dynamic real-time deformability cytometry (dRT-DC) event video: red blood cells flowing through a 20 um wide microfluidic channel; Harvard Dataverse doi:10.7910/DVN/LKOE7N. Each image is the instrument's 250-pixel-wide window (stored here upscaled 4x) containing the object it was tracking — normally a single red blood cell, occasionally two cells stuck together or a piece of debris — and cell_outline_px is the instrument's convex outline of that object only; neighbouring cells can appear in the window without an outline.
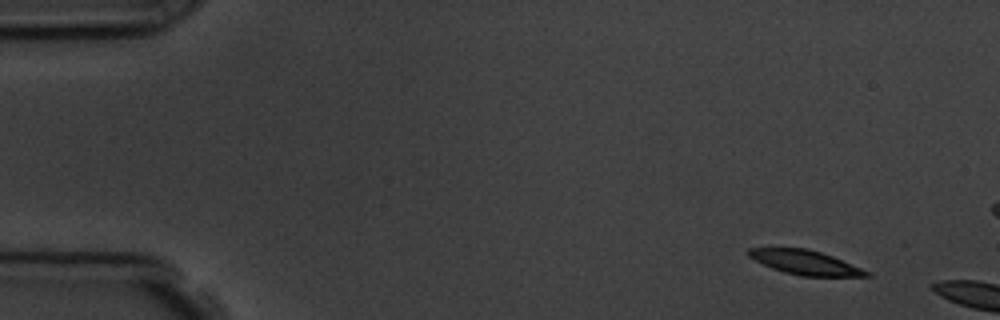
{"species": "common noctule bat (a hibernating species)", "species_latin": "Nyctalus noctula", "temperature_condition": "room temperature", "stored_images_in_passage": 2, "camera_frame_rate_fps": 3000, "um_per_image_px": 0.085, "animal": {"sex": "male", "body_mass_g": 19.5, "forearm_length_mm": 54.6}, "frame": {"image": 1, "passage_image": 1, "time_ms": 0.0, "image_size_px": [1000, 320], "cell_outline_px": [[872, 276], [800, 276], [784, 272], [772, 268], [748, 256], [748, 248], [808, 248], [832, 256], [872, 272]], "centroid_in_image_um": [68.48, 22.31], "position_along_channel_um": 16.5, "area_um2": 16.59}}